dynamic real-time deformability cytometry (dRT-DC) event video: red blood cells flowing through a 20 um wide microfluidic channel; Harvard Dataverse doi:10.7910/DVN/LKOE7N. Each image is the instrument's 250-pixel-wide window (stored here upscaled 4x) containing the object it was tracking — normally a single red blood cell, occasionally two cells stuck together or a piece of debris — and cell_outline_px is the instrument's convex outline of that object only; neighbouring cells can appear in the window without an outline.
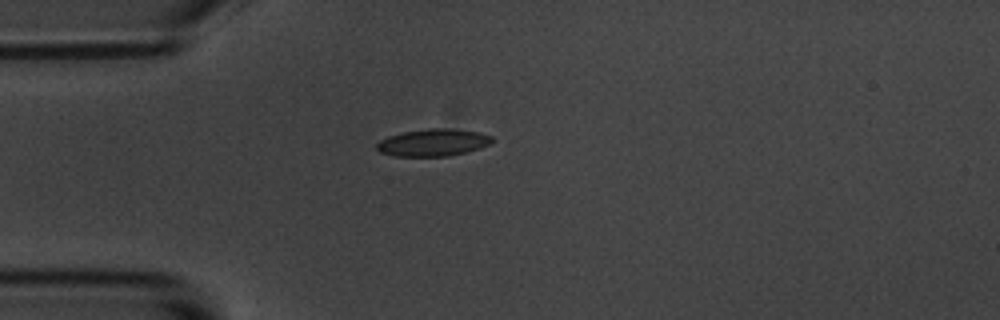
{"species": "common noctule bat (a hibernating species)", "species_latin": "Nyctalus noctula", "temperature_condition": "room temperature", "stored_images_in_passage": 1, "camera_frame_rate_fps": 3000, "um_per_image_px": 0.085, "animal": {"sex": "male", "body_mass_g": 20.1, "forearm_length_mm": 53.5}, "frame": {"image": 1, "passage_image": 1, "time_ms": 0.0, "image_size_px": [1000, 320], "cell_outline_px": [[492, 140], [488, 144], [480, 148], [448, 156], [392, 156], [380, 152], [376, 148], [376, 144], [380, 140], [388, 136], [404, 132], [428, 128], [452, 128], [480, 132], [492, 136]], "centroid_in_image_um": [36.79, 12.11], "position_along_channel_um": 48.2, "area_um2": 18.26}}